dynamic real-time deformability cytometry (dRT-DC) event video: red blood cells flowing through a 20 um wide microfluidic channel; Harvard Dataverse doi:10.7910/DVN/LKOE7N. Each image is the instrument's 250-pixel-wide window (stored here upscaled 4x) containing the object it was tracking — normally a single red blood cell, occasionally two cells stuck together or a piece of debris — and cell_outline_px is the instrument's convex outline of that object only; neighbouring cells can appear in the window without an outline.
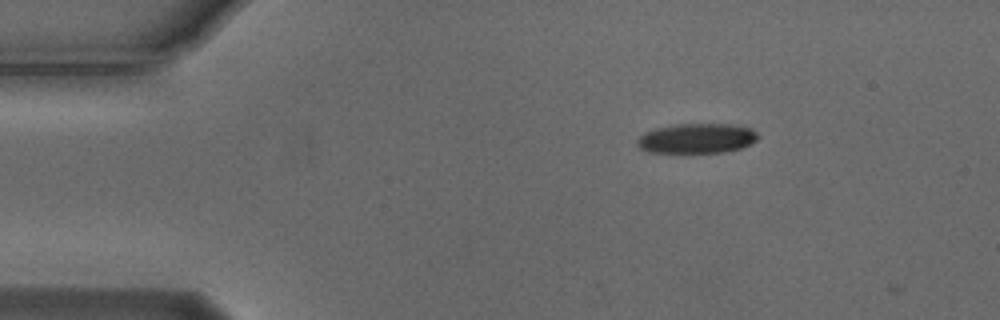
{"species": "Egyptian fruit bat (a non-hibernating species)", "species_latin": "Rousettus aegyptiacus", "temperature_condition": "cold", "stored_images_in_passage": 2, "camera_frame_rate_fps": 3000, "um_per_image_px": 0.085, "animal": {"sex": "male"}, "frame": {"image": 1, "passage_image": 1, "time_ms": 0.0, "image_size_px": [1000, 320], "cell_outline_px": [[760, 136], [756, 140], [740, 148], [724, 152], [648, 152], [640, 148], [636, 144], [636, 140], [640, 136], [656, 128], [676, 124], [728, 124], [748, 128], [756, 132]], "centroid_in_image_um": [59.21, 11.76], "position_along_channel_um": 25.8, "area_um2": 20.69}}